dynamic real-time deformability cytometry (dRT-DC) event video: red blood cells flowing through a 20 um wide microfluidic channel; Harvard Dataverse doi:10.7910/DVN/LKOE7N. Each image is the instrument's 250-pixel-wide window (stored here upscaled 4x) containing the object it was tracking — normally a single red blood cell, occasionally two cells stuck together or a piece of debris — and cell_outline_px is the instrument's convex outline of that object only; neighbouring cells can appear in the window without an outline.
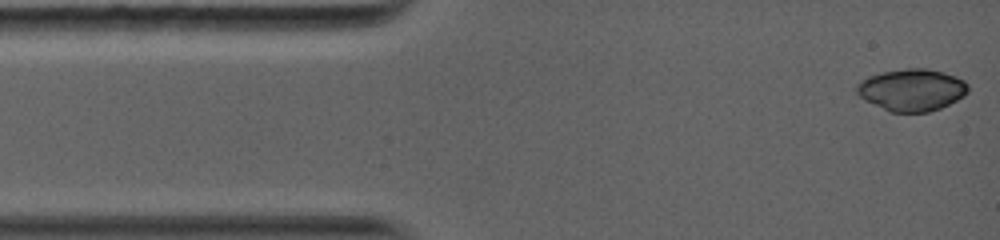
{"species": "common noctule bat (a hibernating species)", "species_latin": "Nyctalus noctula", "temperature_condition": "warm", "stored_images_in_passage": 13, "camera_frame_rate_fps": 5000, "um_per_image_px": 0.085, "animal": {"sex": "female", "body_mass_g": 19.0, "forearm_length_mm": 56.7}, "frame": {"image": 1, "passage_image": 1, "time_ms": 0.0, "image_size_px": [1000, 240], "cell_outline_px": [[968, 92], [964, 96], [940, 108], [928, 112], [888, 112], [864, 100], [856, 92], [856, 84], [860, 80], [868, 76], [880, 72], [908, 68], [928, 68], [956, 76], [964, 80], [968, 84]], "centroid_in_image_um": [77.47, 7.64], "position_along_channel_um": 7.5, "area_um2": 27.51}}
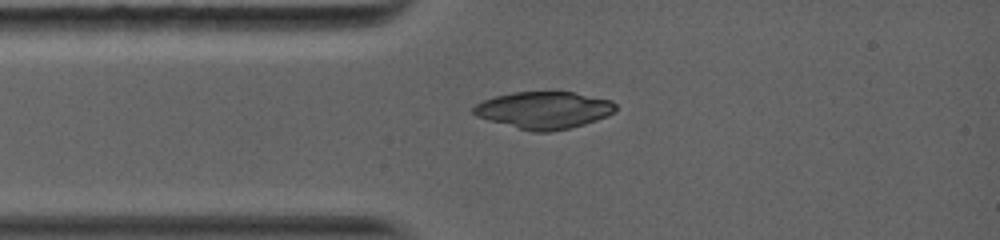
{"frame": {"image": 2, "passage_image": 11, "time_ms": 2.4, "image_size_px": [1000, 240], "cell_outline_px": [[616, 108], [612, 112], [596, 120], [584, 124], [568, 128], [548, 132], [532, 132], [488, 120], [476, 116], [472, 112], [472, 108], [476, 104], [484, 100], [496, 96], [512, 92], [572, 92], [612, 100], [616, 104]], "centroid_in_image_um": [46.2, 9.36], "position_along_channel_um": 38.8, "area_um2": 30.46}}